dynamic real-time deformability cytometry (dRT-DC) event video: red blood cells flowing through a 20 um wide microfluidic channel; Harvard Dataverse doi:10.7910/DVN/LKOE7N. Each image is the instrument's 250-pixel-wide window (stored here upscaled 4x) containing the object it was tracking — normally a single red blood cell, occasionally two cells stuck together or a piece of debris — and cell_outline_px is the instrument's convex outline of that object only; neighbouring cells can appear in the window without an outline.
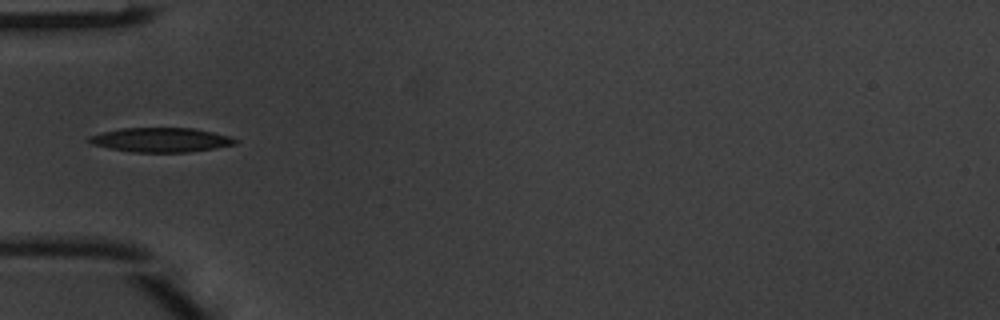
{"species": "common noctule bat (a hibernating species)", "species_latin": "Nyctalus noctula", "temperature_condition": "warm", "stored_images_in_passage": 5, "camera_frame_rate_fps": 3000, "um_per_image_px": 0.085, "animal": {"sex": "male", "body_mass_g": 20.1, "forearm_length_mm": 53.5}, "frame": {"image": 1, "passage_image": 5, "time_ms": 1.333, "image_size_px": [1000, 320], "cell_outline_px": [[240, 140], [236, 144], [216, 148], [188, 152], [132, 152], [108, 148], [88, 144], [84, 140], [88, 136], [120, 128], [192, 128], [232, 136]], "centroid_in_image_um": [13.65, 11.89], "position_along_channel_um": 71.4, "area_um2": 21.04}}